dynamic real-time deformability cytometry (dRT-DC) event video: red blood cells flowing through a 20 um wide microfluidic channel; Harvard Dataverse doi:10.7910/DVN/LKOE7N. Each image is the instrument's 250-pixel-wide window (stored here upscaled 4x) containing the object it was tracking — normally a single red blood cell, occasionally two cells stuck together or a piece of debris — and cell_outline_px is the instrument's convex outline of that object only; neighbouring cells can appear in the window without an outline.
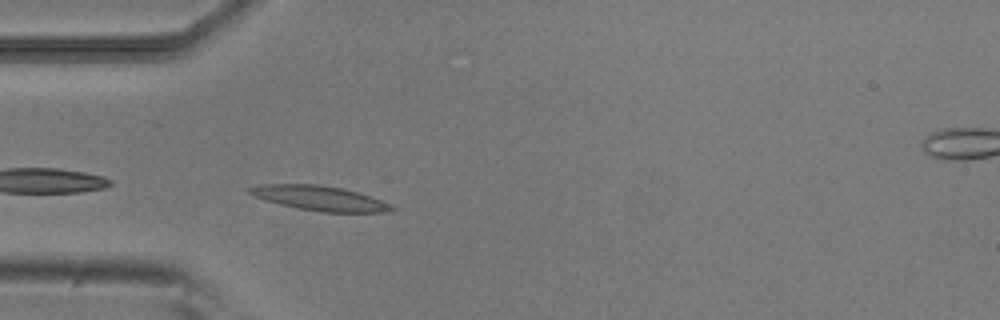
{"species": "common noctule bat (a hibernating species)", "species_latin": "Nyctalus noctula", "temperature_condition": "room temperature", "stored_images_in_passage": 39, "camera_frame_rate_fps": 3000, "um_per_image_px": 0.085, "animal": {"sex": "male", "body_mass_g": 20.5, "forearm_length_mm": 52.5}, "frame": {"image": 1, "passage_image": 2, "time_ms": 0.333, "image_size_px": [1000, 320], "cell_outline_px": [[396, 208], [380, 212], [320, 212], [280, 204], [264, 200], [252, 196], [244, 188], [260, 184], [316, 184], [340, 188], [356, 192], [392, 204]], "centroid_in_image_um": [27.07, 16.84], "position_along_channel_um": 57.9, "area_um2": 20.29}}
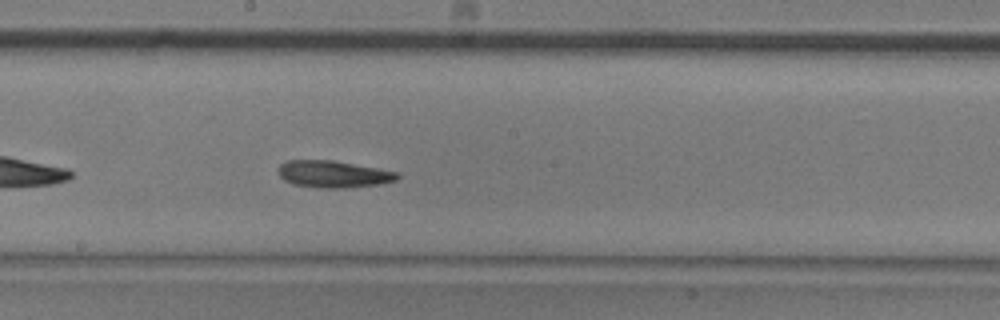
{"frame": {"image": 2, "passage_image": 15, "time_ms": 4.667, "image_size_px": [1000, 320], "cell_outline_px": [[400, 176], [396, 180], [380, 184], [344, 188], [316, 188], [292, 184], [284, 180], [280, 176], [276, 168], [280, 164], [288, 160], [332, 160], [376, 168], [396, 172]], "centroid_in_image_um": [28.27, 14.81], "position_along_channel_um": 219.9, "area_um2": 18.73}}
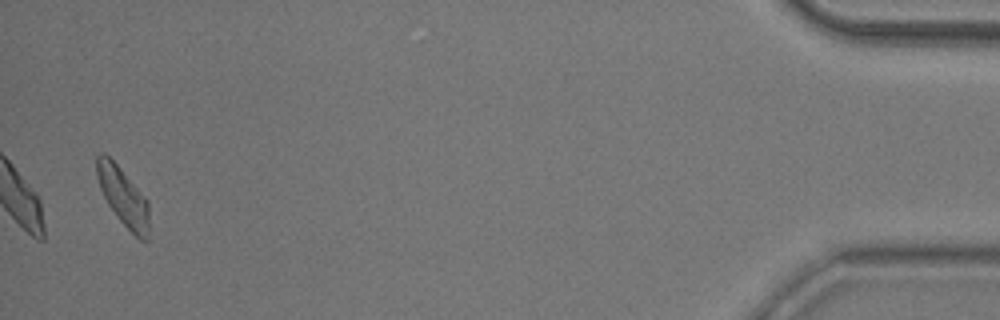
{"frame": {"image": 3, "passage_image": 38, "time_ms": 12.333, "image_size_px": [1000, 320], "cell_outline_px": [[148, 240], [140, 240], [120, 220], [108, 204], [100, 188], [96, 176], [96, 156], [100, 152], [104, 152], [120, 168], [148, 200]], "centroid_in_image_um": [10.45, 16.68], "position_along_channel_um": 424.8, "area_um2": 17.51}, "authors_computed_cell_mechanics": {"area_um2": 18.207, "velocity_mm_per_s": 3.8108, "shape_relaxation_time_tau1_ms": 4.3328, "shape_relaxation_time_tau2_ms": 7.9299, "deformation_change_tau1": 0.1706, "deformation_change_tau2": 0.1955}}